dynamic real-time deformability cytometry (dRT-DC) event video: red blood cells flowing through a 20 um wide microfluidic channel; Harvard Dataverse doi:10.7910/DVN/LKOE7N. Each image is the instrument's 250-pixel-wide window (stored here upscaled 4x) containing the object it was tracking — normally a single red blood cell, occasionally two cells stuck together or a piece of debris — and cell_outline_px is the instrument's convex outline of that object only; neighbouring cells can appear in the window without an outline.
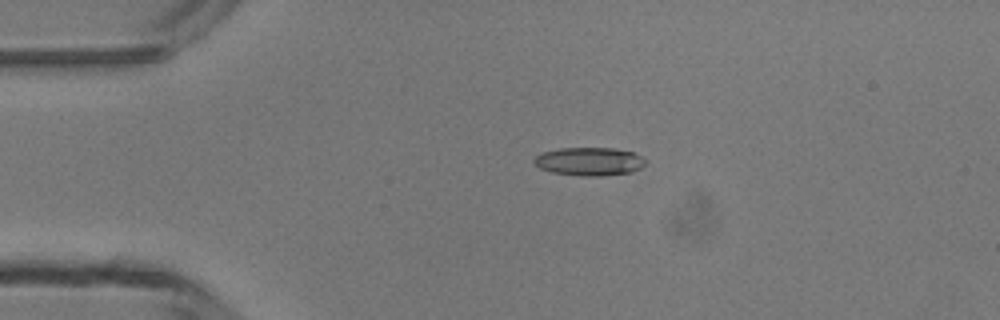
{"species": "common noctule bat (a hibernating species)", "species_latin": "Nyctalus noctula", "temperature_condition": "room temperature", "stored_images_in_passage": 4, "camera_frame_rate_fps": 3000, "um_per_image_px": 0.085, "animal": {"sex": "male", "body_mass_g": 13.3}, "frame": {"image": 1, "passage_image": 3, "time_ms": 2.333, "image_size_px": [1000, 320], "cell_outline_px": [[644, 164], [640, 168], [632, 172], [604, 176], [580, 176], [552, 172], [540, 168], [532, 160], [536, 156], [544, 152], [560, 148], [612, 148], [636, 152], [644, 160]], "centroid_in_image_um": [50.1, 13.73], "position_along_channel_um": 34.9, "area_um2": 18.32}}